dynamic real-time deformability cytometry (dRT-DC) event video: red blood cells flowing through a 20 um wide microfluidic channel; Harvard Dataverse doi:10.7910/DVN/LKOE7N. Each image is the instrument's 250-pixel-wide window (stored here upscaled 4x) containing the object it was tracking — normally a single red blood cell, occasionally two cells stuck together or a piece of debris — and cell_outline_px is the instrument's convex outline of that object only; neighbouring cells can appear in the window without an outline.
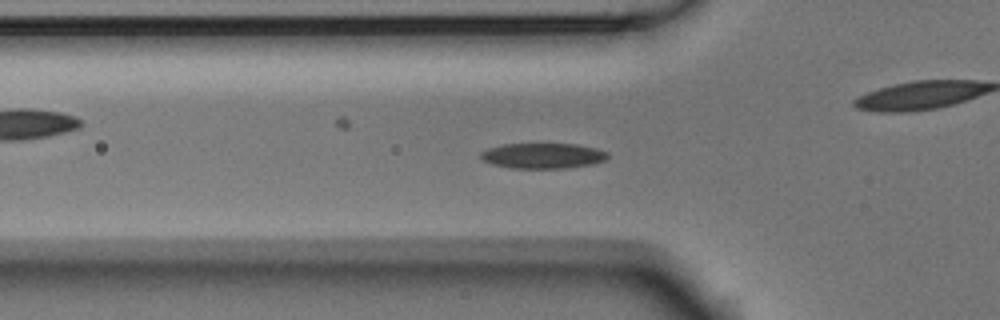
{"species": "Egyptian fruit bat (a non-hibernating species)", "species_latin": "Rousettus aegyptiacus", "temperature_condition": "room temperature", "stored_images_in_passage": 54, "camera_frame_rate_fps": 3000, "um_per_image_px": 0.085, "animal": {"sex": "male"}, "frame": {"image": 1, "passage_image": 17, "time_ms": 5.333, "image_size_px": [1000, 320], "cell_outline_px": [[608, 156], [604, 160], [592, 164], [568, 168], [512, 168], [492, 164], [484, 160], [480, 156], [480, 152], [488, 148], [504, 144], [576, 144], [596, 148], [608, 152]], "centroid_in_image_um": [46.15, 13.24], "position_along_channel_um": 79.7, "area_um2": 18.73}}
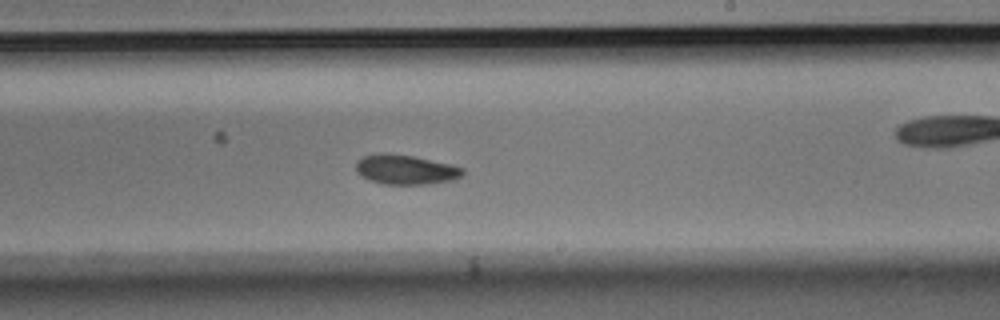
{"frame": {"image": 2, "passage_image": 31, "time_ms": 10.0, "image_size_px": [1000, 320], "cell_outline_px": [[464, 176], [456, 180], [428, 184], [384, 184], [368, 180], [360, 176], [356, 172], [356, 160], [364, 156], [412, 156], [448, 164], [464, 168]], "centroid_in_image_um": [34.53, 14.48], "position_along_channel_um": 254.5, "area_um2": 17.92}}
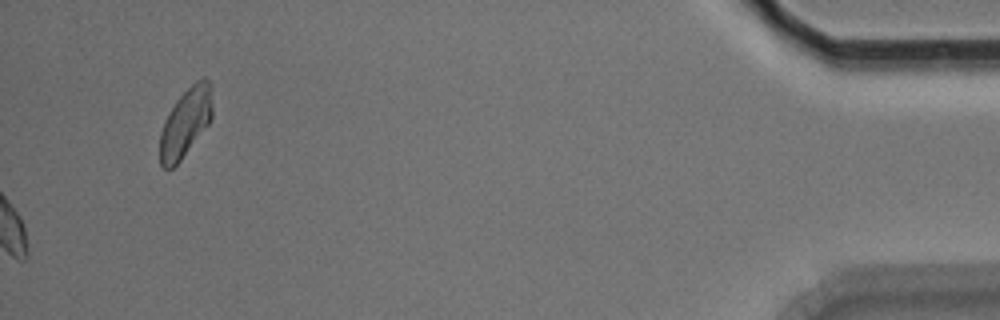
{"frame": {"image": 3, "passage_image": 54, "time_ms": 17.667, "image_size_px": [1000, 320], "cell_outline_px": [[212, 116], [208, 124], [180, 160], [172, 168], [164, 168], [160, 164], [160, 132], [164, 120], [176, 100], [196, 80], [204, 76], [212, 84]], "centroid_in_image_um": [15.78, 10.37], "position_along_channel_um": 419.4, "area_um2": 20.87}, "authors_computed_cell_mechanics": {"area_um2": 18.4093, "velocity_mm_per_s": 3.7324, "shape_relaxation_time_tau1_ms": 2.2458, "shape_relaxation_time_tau2_ms": 4.2667, "deformation_change_tau1": 0.0951, "deformation_change_tau2": 0.0925}}